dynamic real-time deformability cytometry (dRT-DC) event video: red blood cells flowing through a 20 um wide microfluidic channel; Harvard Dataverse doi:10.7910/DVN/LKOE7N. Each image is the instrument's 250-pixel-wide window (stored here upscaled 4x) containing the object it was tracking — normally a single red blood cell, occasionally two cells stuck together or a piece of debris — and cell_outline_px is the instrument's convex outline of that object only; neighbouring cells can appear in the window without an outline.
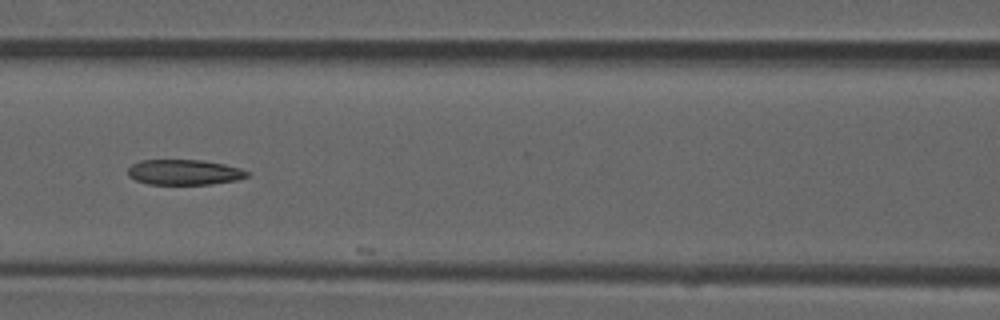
{"species": "common noctule bat (a hibernating species)", "species_latin": "Nyctalus noctula", "temperature_condition": "room temperature", "stored_images_in_passage": 24, "camera_frame_rate_fps": 3000, "um_per_image_px": 0.085, "animal": {"sex": "male", "forearm_length_mm": 52.5}, "frame": {"image": 1, "passage_image": 23, "time_ms": 7.333, "image_size_px": [1000, 320], "cell_outline_px": [[248, 176], [236, 180], [212, 184], [148, 184], [136, 180], [128, 176], [128, 168], [132, 164], [140, 160], [204, 160], [224, 164], [240, 168], [248, 172]], "centroid_in_image_um": [15.64, 14.63], "position_along_channel_um": 151.0, "area_um2": 17.57}}